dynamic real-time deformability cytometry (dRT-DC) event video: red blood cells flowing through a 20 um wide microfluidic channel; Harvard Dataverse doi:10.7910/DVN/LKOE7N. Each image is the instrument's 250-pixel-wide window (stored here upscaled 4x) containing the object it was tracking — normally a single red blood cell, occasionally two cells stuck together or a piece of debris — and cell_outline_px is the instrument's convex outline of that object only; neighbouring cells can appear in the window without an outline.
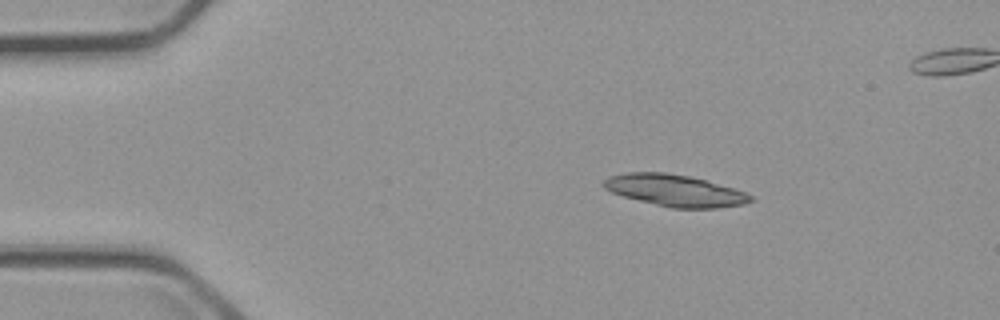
{"species": "common noctule bat (a hibernating species)", "species_latin": "Nyctalus noctula", "temperature_condition": "cold", "stored_images_in_passage": 4, "camera_frame_rate_fps": 3000, "um_per_image_px": 0.085, "animal": {"sex": "male", "body_mass_g": 23.1, "forearm_length_mm": 52.7}, "frame": {"image": 1, "passage_image": 1, "time_ms": 0.0, "image_size_px": [1000, 320], "cell_outline_px": [[756, 200], [744, 204], [716, 208], [672, 208], [624, 196], [612, 192], [604, 188], [600, 184], [600, 180], [608, 176], [624, 172], [664, 172], [688, 176], [704, 180], [732, 188], [744, 192], [752, 196]], "centroid_in_image_um": [57.31, 16.18], "position_along_channel_um": 27.7, "area_um2": 27.05}}